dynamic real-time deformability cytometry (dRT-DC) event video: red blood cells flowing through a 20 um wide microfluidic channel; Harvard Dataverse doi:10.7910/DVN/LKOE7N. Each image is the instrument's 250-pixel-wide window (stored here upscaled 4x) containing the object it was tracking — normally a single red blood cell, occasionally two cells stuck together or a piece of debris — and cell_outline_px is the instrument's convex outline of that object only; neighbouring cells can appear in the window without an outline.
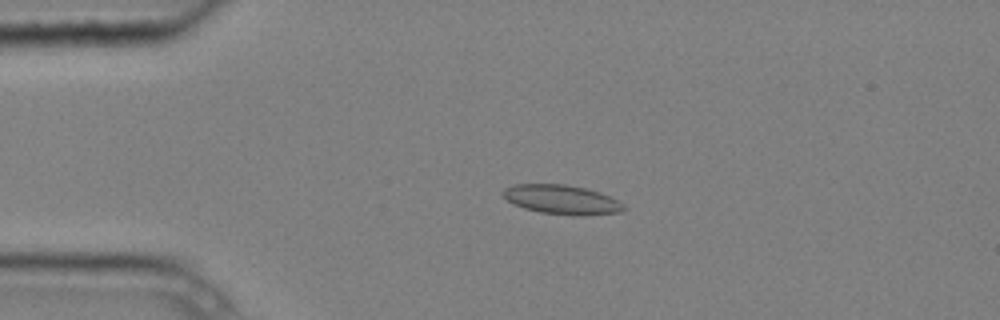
{"species": "common noctule bat (a hibernating species)", "species_latin": "Nyctalus noctula", "temperature_condition": "cold", "stored_images_in_passage": 4, "camera_frame_rate_fps": 3000, "um_per_image_px": 0.085, "animal": {"sex": "male", "body_mass_g": 20.4}, "frame": {"image": 1, "passage_image": 3, "time_ms": 0.667, "image_size_px": [1000, 320], "cell_outline_px": [[628, 208], [620, 212], [576, 216], [540, 212], [524, 208], [512, 204], [500, 192], [504, 188], [512, 184], [564, 184], [584, 188], [600, 192], [624, 204]], "centroid_in_image_um": [47.72, 16.96], "position_along_channel_um": 37.3, "area_um2": 20.63}}